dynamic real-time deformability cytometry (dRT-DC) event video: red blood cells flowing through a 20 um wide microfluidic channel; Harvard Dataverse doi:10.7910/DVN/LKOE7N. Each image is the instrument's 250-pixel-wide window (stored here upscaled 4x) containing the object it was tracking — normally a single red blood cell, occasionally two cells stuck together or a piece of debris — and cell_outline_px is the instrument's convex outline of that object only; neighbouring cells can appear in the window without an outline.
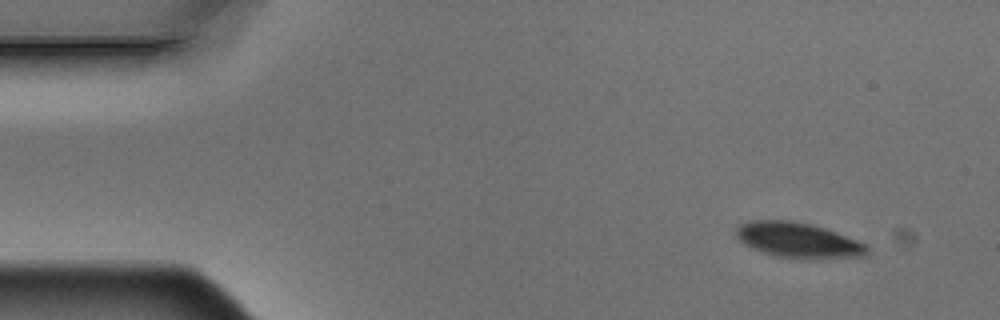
{"species": "Egyptian fruit bat (a non-hibernating species)", "species_latin": "Rousettus aegyptiacus", "temperature_condition": "warm", "stored_images_in_passage": 5, "segment_of_instrument_passage": [1, 2], "camera_frame_rate_fps": 3000, "um_per_image_px": 0.085, "animal": {"sex": "male"}, "frame": {"image": 1, "passage_image": 1, "time_ms": 0.0, "image_size_px": [1000, 320], "cell_outline_px": [[868, 256], [808, 260], [804, 260], [776, 256], [752, 248], [744, 244], [736, 236], [736, 228], [740, 224], [752, 220], [792, 220], [812, 224], [836, 232], [868, 244]], "centroid_in_image_um": [67.89, 20.43], "position_along_channel_um": 17.1, "area_um2": 27.34}}